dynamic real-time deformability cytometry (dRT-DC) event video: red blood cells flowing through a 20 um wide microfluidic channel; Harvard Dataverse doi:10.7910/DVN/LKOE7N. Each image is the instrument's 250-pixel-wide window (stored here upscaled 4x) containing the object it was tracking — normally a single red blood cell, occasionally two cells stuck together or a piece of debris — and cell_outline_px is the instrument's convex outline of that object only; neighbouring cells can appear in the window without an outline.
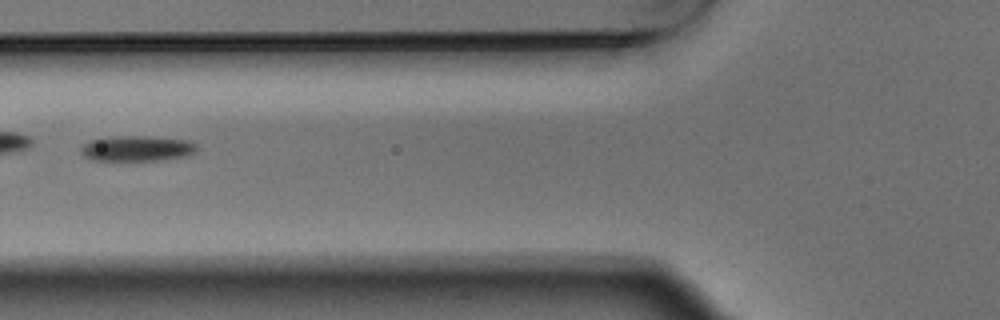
{"species": "Egyptian fruit bat (a non-hibernating species)", "species_latin": "Rousettus aegyptiacus", "temperature_condition": "warm", "stored_images_in_passage": 8, "camera_frame_rate_fps": 3000, "um_per_image_px": 0.085, "animal": {"sex": "male"}, "frame": {"image": 1, "passage_image": 5, "time_ms": 1.333, "image_size_px": [1000, 320], "cell_outline_px": [[196, 152], [184, 156], [156, 160], [88, 160], [80, 152], [80, 148], [84, 144], [92, 140], [112, 136], [144, 136], [188, 140], [196, 144]], "centroid_in_image_um": [11.6, 12.61], "position_along_channel_um": 114.2, "area_um2": 17.05}}
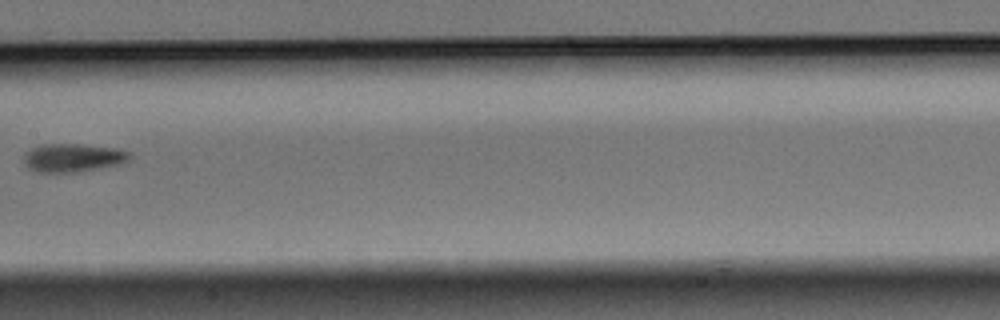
{"frame": {"image": 2, "passage_image": 7, "time_ms": 2.0, "image_size_px": [1000, 320], "cell_outline_px": [[132, 156], [128, 160], [120, 164], [100, 168], [76, 172], [40, 172], [28, 168], [24, 164], [24, 156], [32, 148], [44, 144], [76, 144], [116, 148], [128, 152]], "centroid_in_image_um": [6.21, 13.41], "position_along_channel_um": 201.2, "area_um2": 17.28}}
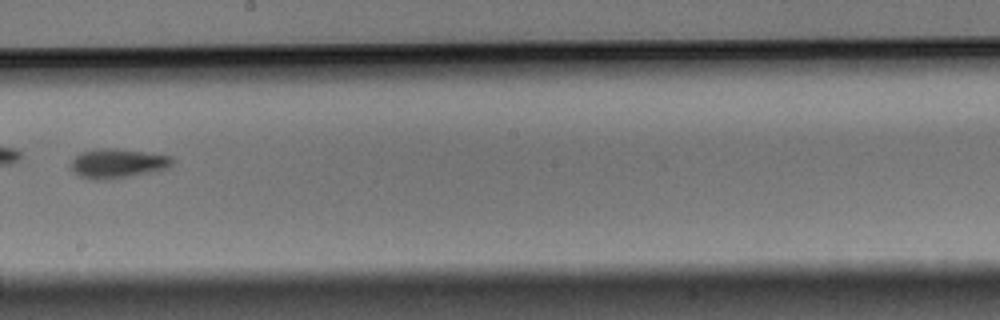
{"frame": {"image": 3, "passage_image": 8, "time_ms": 2.333, "image_size_px": [1000, 320], "cell_outline_px": [[172, 164], [168, 168], [160, 172], [104, 180], [92, 180], [80, 176], [72, 172], [72, 160], [80, 152], [100, 148], [116, 148], [172, 156]], "centroid_in_image_um": [10.03, 13.9], "position_along_channel_um": 238.2, "area_um2": 17.63}}